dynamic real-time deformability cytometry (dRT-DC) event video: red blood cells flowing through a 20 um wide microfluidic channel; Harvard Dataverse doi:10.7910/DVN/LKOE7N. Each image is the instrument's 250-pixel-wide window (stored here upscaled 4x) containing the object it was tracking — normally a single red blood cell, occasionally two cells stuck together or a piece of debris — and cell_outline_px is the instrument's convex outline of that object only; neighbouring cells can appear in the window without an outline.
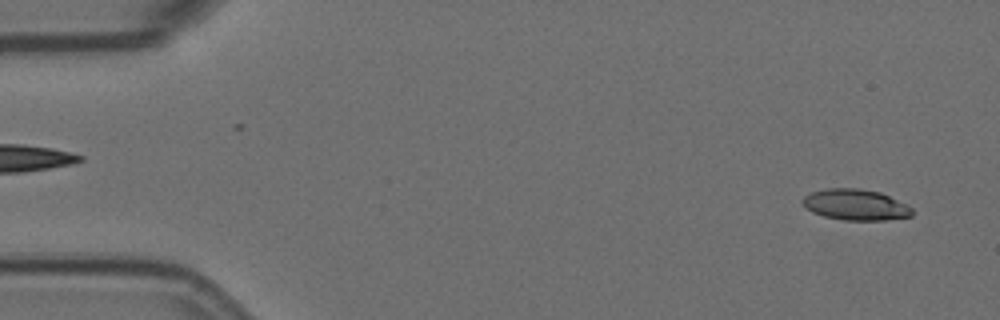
{"species": "Egyptian fruit bat (a non-hibernating species)", "species_latin": "Rousettus aegyptiacus", "temperature_condition": "room temperature", "stored_images_in_passage": 9, "camera_frame_rate_fps": 3000, "um_per_image_px": 0.085, "animal": {"sex": "female"}, "frame": {"image": 1, "passage_image": 3, "time_ms": 0.667, "image_size_px": [1000, 320], "cell_outline_px": [[912, 216], [884, 220], [844, 220], [824, 216], [812, 212], [800, 200], [804, 196], [812, 192], [828, 188], [860, 188], [880, 192], [912, 208]], "centroid_in_image_um": [72.7, 17.4], "position_along_channel_um": 12.3, "area_um2": 19.54}}